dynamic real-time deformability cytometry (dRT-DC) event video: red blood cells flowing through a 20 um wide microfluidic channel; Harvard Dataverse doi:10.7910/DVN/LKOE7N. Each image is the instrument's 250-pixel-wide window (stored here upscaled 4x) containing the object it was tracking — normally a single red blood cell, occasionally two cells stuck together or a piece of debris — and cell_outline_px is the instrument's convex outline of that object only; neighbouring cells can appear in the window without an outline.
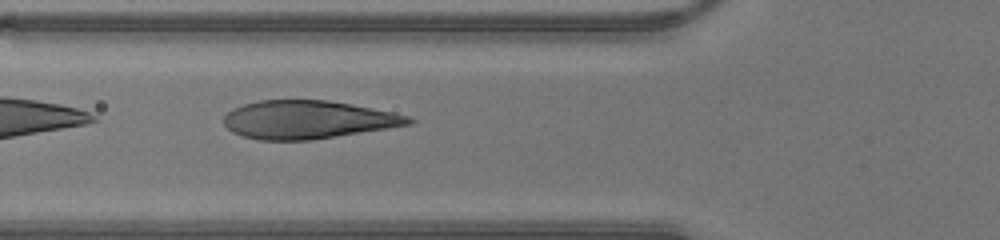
{"species": "human", "species_latin": "Homo sapiens", "temperature_condition": "warm", "stored_images_in_passage": 29, "camera_frame_rate_fps": 3000, "um_per_image_px": 0.085, "donor": {"sex": "male"}, "frame": {"image": 1, "passage_image": 3, "time_ms": 0.667, "image_size_px": [1000, 240], "cell_outline_px": [[416, 120], [412, 124], [388, 128], [312, 140], [260, 140], [244, 136], [232, 132], [224, 124], [224, 116], [232, 108], [244, 104], [260, 100], [328, 100], [352, 104], [392, 112], [408, 116]], "centroid_in_image_um": [26.16, 10.17], "position_along_channel_um": 99.6, "area_um2": 41.04}}
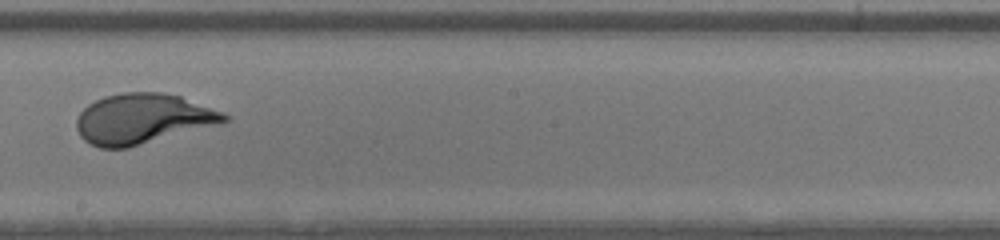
{"frame": {"image": 2, "passage_image": 12, "time_ms": 3.667, "image_size_px": [1000, 240], "cell_outline_px": [[232, 120], [128, 148], [100, 148], [84, 140], [80, 136], [76, 128], [76, 120], [80, 112], [88, 104], [104, 96], [124, 92], [160, 92], [180, 96], [224, 112]], "centroid_in_image_um": [12.11, 10.09], "position_along_channel_um": 236.1, "area_um2": 43.06}}
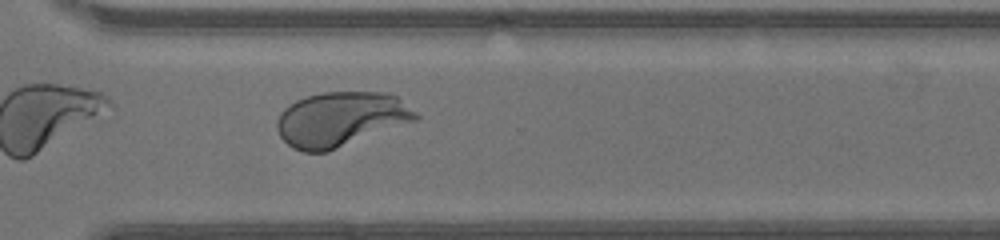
{"frame": {"image": 3, "passage_image": 19, "time_ms": 6.0, "image_size_px": [1000, 240], "cell_outline_px": [[420, 116], [416, 120], [328, 152], [304, 152], [292, 148], [280, 136], [276, 128], [276, 120], [280, 112], [284, 108], [296, 100], [320, 92], [384, 92], [396, 96], [416, 112]], "centroid_in_image_um": [28.93, 10.13], "position_along_channel_um": 341.7, "area_um2": 44.16}}